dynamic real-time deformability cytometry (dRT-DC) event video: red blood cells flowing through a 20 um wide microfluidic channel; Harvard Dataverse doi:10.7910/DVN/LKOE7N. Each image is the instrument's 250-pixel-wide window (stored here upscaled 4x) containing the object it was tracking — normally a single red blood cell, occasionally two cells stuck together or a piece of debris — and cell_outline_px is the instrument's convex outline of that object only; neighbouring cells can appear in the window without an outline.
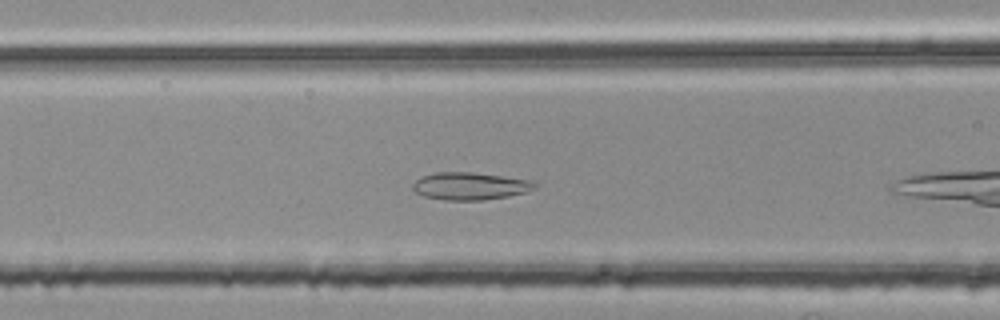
{"species": "common noctule bat (a hibernating species)", "species_latin": "Nyctalus noctula", "temperature_condition": "room temperature", "stored_images_in_passage": 8, "camera_frame_rate_fps": 3000, "um_per_image_px": 0.085, "animal": {"sex": "female", "body_mass_g": 25.1}, "frame": {"image": 1, "passage_image": 7, "time_ms": 2.0, "image_size_px": [1000, 320], "cell_outline_px": [[536, 188], [528, 192], [508, 196], [484, 200], [444, 200], [424, 196], [416, 192], [412, 188], [412, 184], [420, 176], [436, 172], [472, 172], [532, 180], [536, 184]], "centroid_in_image_um": [39.95, 15.81], "position_along_channel_um": 126.6, "area_um2": 19.65}}